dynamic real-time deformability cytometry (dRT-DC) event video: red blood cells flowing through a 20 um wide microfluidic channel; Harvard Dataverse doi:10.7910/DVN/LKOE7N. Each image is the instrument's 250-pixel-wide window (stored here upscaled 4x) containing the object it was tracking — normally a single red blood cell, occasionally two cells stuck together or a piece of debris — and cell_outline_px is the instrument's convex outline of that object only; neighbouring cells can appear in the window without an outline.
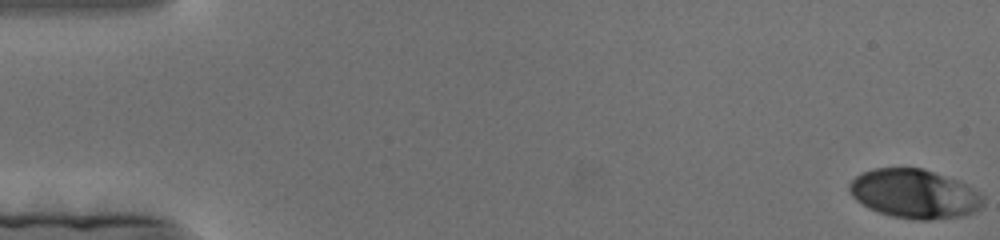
{"species": "human", "species_latin": "Homo sapiens", "temperature_condition": "cold", "stored_images_in_passage": 179, "camera_frame_rate_fps": 3000, "um_per_image_px": 0.085, "donor": {"sex": "female"}, "frame": {"image": 1, "passage_image": 1, "time_ms": 0.0, "image_size_px": [1000, 240], "cell_outline_px": [[984, 204], [980, 208], [972, 212], [960, 216], [928, 220], [916, 220], [892, 216], [868, 208], [856, 200], [852, 196], [848, 188], [848, 184], [856, 176], [864, 172], [876, 168], [924, 168], [956, 180], [964, 184], [984, 196]], "centroid_in_image_um": [77.71, 16.47], "position_along_channel_um": 7.3, "area_um2": 37.97}}
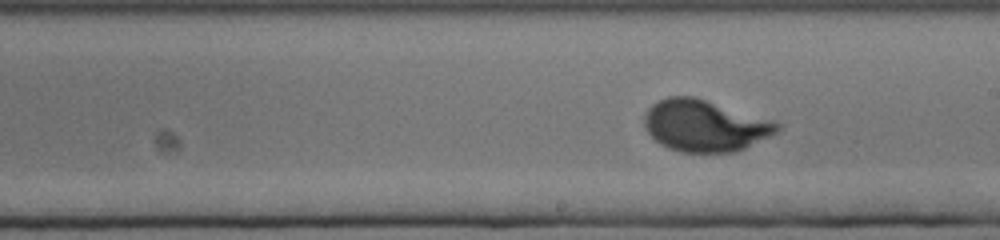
{"frame": {"image": 2, "passage_image": 101, "time_ms": 33.333, "image_size_px": [1000, 240], "cell_outline_px": [[780, 128], [776, 132], [736, 152], [680, 152], [668, 148], [660, 144], [644, 128], [644, 116], [648, 108], [652, 104], [668, 96], [696, 96], [772, 120], [780, 124]], "centroid_in_image_um": [59.88, 10.67], "position_along_channel_um": 229.1, "area_um2": 39.82}}
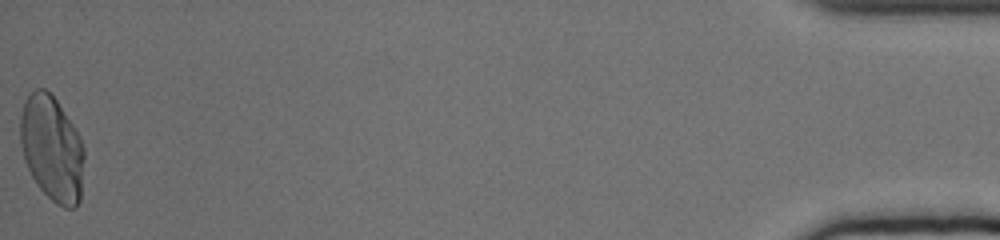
{"frame": {"image": 3, "passage_image": 179, "time_ms": 59.333, "image_size_px": [1000, 240], "cell_outline_px": [[84, 160], [80, 200], [76, 208], [64, 208], [56, 204], [36, 184], [24, 160], [20, 144], [20, 116], [24, 100], [36, 88], [44, 88], [56, 100], [76, 128], [80, 136], [84, 148]], "centroid_in_image_um": [4.42, 12.63], "position_along_channel_um": 430.8, "area_um2": 39.48}}